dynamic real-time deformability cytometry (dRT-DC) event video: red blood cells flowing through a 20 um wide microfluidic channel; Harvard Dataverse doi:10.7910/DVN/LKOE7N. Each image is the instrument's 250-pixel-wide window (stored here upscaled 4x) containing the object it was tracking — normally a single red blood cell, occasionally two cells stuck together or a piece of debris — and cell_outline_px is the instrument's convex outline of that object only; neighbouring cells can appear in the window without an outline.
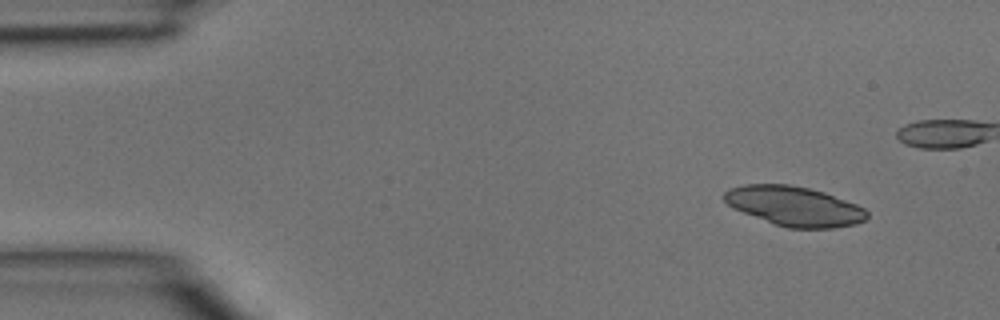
{"species": "common noctule bat (a hibernating species)", "species_latin": "Nyctalus noctula", "temperature_condition": "room temperature", "stored_images_in_passage": 4, "camera_frame_rate_fps": 3000, "um_per_image_px": 0.085, "animal": {"sex": "male", "body_mass_g": 15.6}, "frame": {"image": 1, "passage_image": 1, "time_ms": 0.0, "image_size_px": [1000, 320], "cell_outline_px": [[868, 216], [864, 220], [856, 224], [836, 228], [788, 228], [776, 224], [732, 208], [720, 196], [728, 188], [744, 184], [788, 184], [808, 188], [824, 192], [856, 204], [864, 208], [868, 212]], "centroid_in_image_um": [67.5, 17.51], "position_along_channel_um": 17.5, "area_um2": 32.95}}